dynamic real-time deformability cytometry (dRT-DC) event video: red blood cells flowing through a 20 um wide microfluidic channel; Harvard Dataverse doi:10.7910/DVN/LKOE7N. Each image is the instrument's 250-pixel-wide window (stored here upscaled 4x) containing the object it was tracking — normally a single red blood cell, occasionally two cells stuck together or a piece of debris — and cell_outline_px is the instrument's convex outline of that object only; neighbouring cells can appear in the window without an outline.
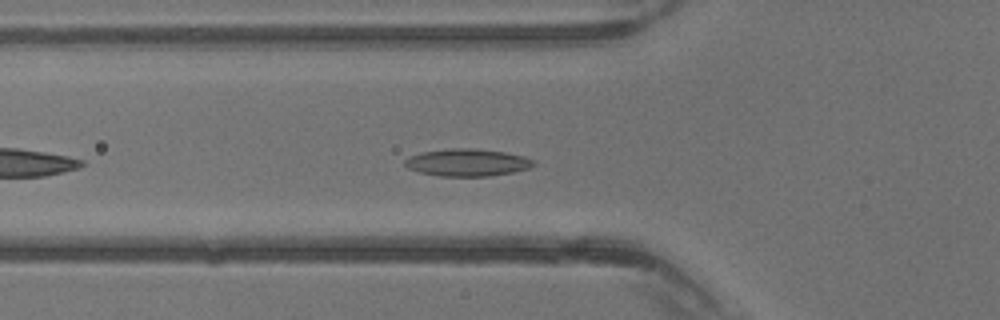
{"species": "common noctule bat (a hibernating species)", "species_latin": "Nyctalus noctula", "temperature_condition": "warm", "stored_images_in_passage": 28, "camera_frame_rate_fps": 3000, "um_per_image_px": 0.085, "animal": {"sex": "male", "body_mass_g": 13.3}, "frame": {"image": 1, "passage_image": 5, "time_ms": 1.333, "image_size_px": [1000, 320], "cell_outline_px": [[536, 164], [528, 168], [512, 172], [488, 176], [440, 176], [420, 172], [408, 168], [404, 164], [404, 160], [412, 156], [424, 152], [452, 148], [472, 148], [504, 152], [524, 156], [536, 160]], "centroid_in_image_um": [39.75, 13.81], "position_along_channel_um": 86.0, "area_um2": 20.29}}
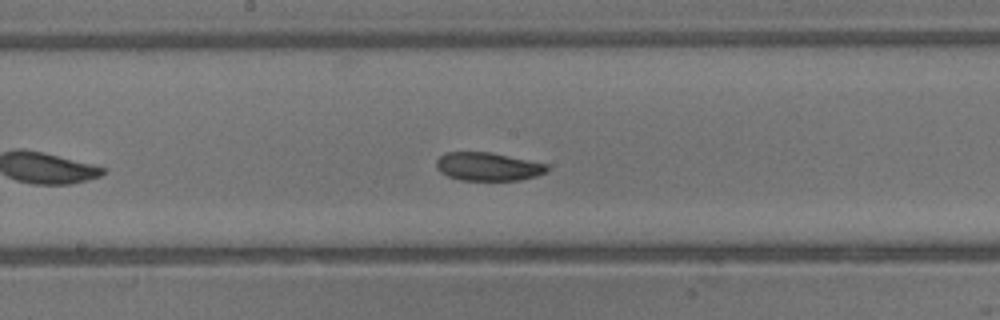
{"frame": {"image": 2, "passage_image": 12, "time_ms": 3.667, "image_size_px": [1000, 320], "cell_outline_px": [[548, 172], [536, 176], [520, 180], [460, 180], [448, 176], [440, 172], [436, 168], [436, 160], [444, 152], [492, 152], [548, 164]], "centroid_in_image_um": [41.48, 14.15], "position_along_channel_um": 206.7, "area_um2": 18.44}}
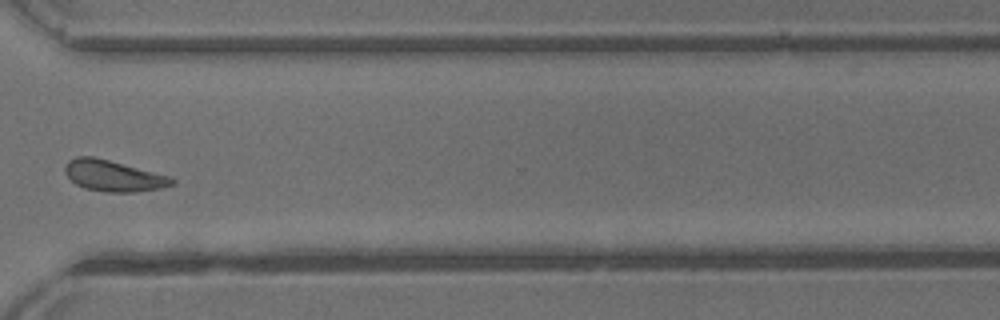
{"frame": {"image": 3, "passage_image": 21, "time_ms": 6.667, "image_size_px": [1000, 320], "cell_outline_px": [[176, 184], [160, 188], [136, 192], [108, 192], [84, 188], [76, 184], [64, 172], [64, 168], [68, 160], [76, 156], [92, 156], [172, 176], [176, 180]], "centroid_in_image_um": [9.67, 14.94], "position_along_channel_um": 360.9, "area_um2": 19.42}}